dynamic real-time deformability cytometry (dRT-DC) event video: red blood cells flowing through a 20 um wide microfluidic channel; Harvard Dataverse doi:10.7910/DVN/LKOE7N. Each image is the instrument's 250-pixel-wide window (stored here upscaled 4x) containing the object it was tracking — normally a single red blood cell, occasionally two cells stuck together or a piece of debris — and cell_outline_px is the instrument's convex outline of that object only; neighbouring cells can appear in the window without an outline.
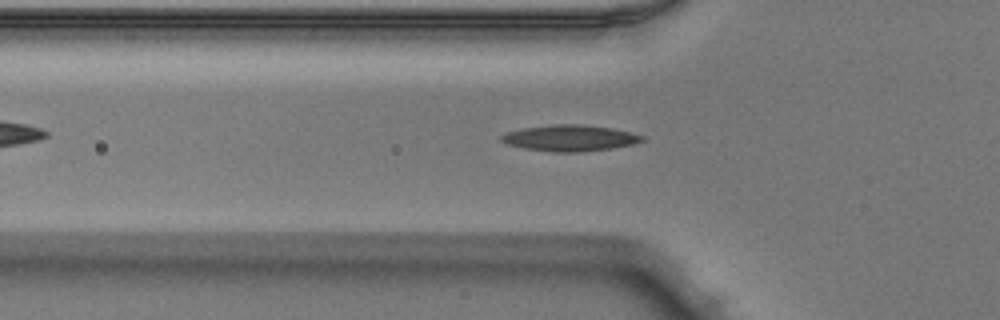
{"species": "Egyptian fruit bat (a non-hibernating species)", "species_latin": "Rousettus aegyptiacus", "temperature_condition": "warm", "stored_images_in_passage": 43, "camera_frame_rate_fps": 3000, "um_per_image_px": 0.085, "animal": {"sex": "male"}, "frame": {"image": 1, "passage_image": 14, "time_ms": 4.333, "image_size_px": [1000, 320], "cell_outline_px": [[644, 140], [632, 144], [612, 148], [576, 152], [552, 152], [524, 148], [508, 144], [500, 140], [500, 136], [508, 132], [524, 128], [556, 124], [580, 124], [612, 128], [644, 136]], "centroid_in_image_um": [48.43, 11.73], "position_along_channel_um": 77.4, "area_um2": 21.15}}
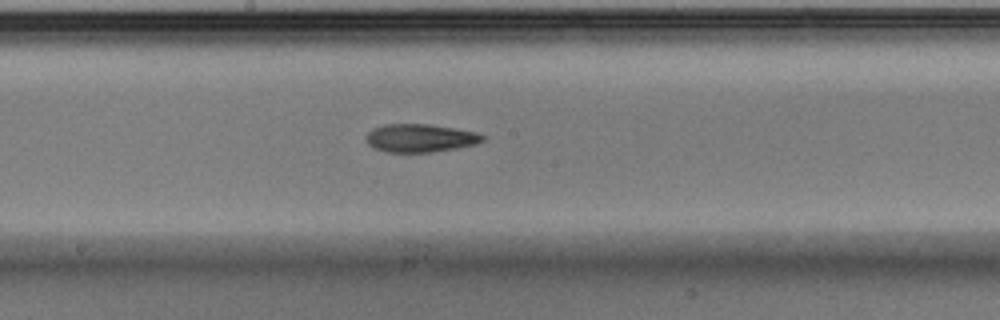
{"frame": {"image": 2, "passage_image": 24, "time_ms": 7.667, "image_size_px": [1000, 320], "cell_outline_px": [[488, 136], [484, 140], [476, 144], [456, 148], [432, 152], [388, 152], [372, 148], [368, 144], [364, 136], [372, 128], [384, 124], [428, 124], [476, 132]], "centroid_in_image_um": [35.69, 11.73], "position_along_channel_um": 212.5, "area_um2": 19.25}}
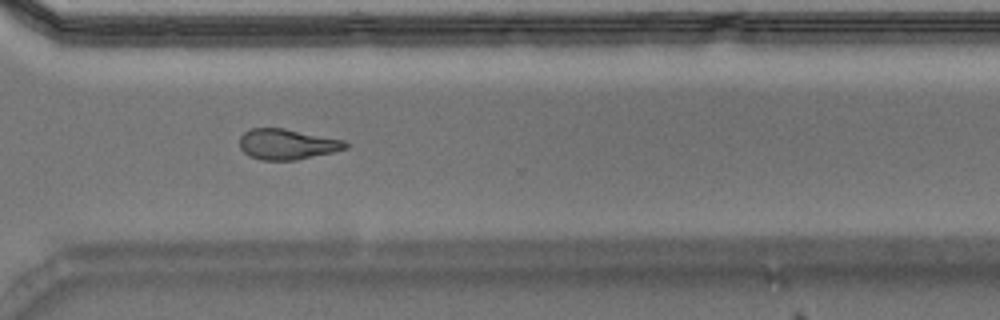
{"frame": {"image": 3, "passage_image": 34, "time_ms": 11.0, "image_size_px": [1000, 320], "cell_outline_px": [[352, 144], [348, 148], [332, 152], [296, 160], [260, 160], [248, 156], [240, 148], [240, 136], [244, 132], [252, 128], [284, 128], [344, 140]], "centroid_in_image_um": [24.41, 12.26], "position_along_channel_um": 346.2, "area_um2": 18.96}}